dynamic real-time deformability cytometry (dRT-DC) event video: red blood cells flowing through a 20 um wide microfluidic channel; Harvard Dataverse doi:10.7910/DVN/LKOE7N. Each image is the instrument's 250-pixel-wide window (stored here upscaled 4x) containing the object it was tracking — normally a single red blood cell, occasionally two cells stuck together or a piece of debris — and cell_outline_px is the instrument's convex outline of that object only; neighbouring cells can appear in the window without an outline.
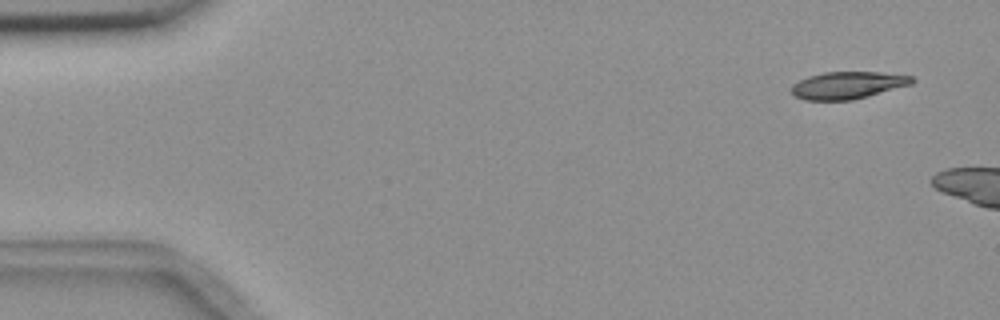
{"species": "common noctule bat (a hibernating species)", "species_latin": "Nyctalus noctula", "temperature_condition": "room temperature", "stored_images_in_passage": 3, "camera_frame_rate_fps": 3000, "um_per_image_px": 0.085, "animal": {"sex": "female", "body_mass_g": 18.4}, "frame": {"image": 1, "passage_image": 1, "time_ms": 0.0, "image_size_px": [1000, 320], "cell_outline_px": [[916, 80], [912, 84], [868, 96], [852, 100], [804, 100], [792, 96], [792, 84], [808, 76], [824, 72], [880, 72], [912, 76]], "centroid_in_image_um": [72.04, 7.24], "position_along_channel_um": 13.0, "area_um2": 19.19}}